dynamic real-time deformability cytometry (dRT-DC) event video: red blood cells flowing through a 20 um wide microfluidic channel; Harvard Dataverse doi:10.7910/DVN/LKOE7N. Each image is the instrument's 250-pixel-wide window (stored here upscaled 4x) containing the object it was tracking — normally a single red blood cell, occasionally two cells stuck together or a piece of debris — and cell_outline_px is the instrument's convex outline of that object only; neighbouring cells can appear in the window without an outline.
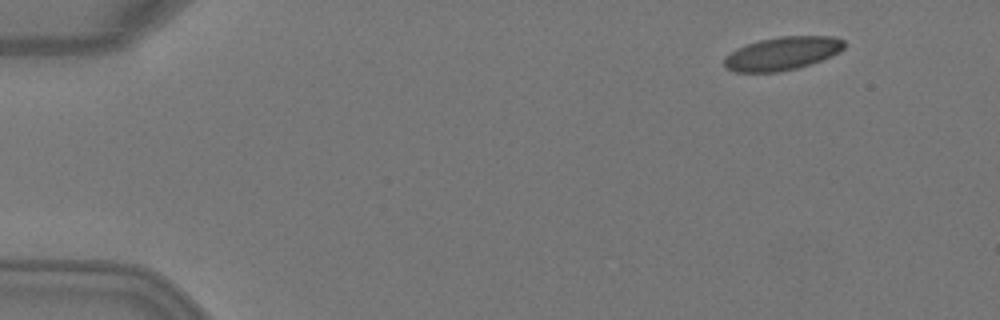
{"species": "Egyptian fruit bat (a non-hibernating species)", "species_latin": "Rousettus aegyptiacus", "temperature_condition": "warm", "stored_images_in_passage": 4, "camera_frame_rate_fps": 3000, "um_per_image_px": 0.085, "animal": {"sex": "female"}, "frame": {"image": 1, "passage_image": 1, "time_ms": 0.0, "image_size_px": [1000, 320], "cell_outline_px": [[844, 48], [840, 52], [820, 60], [796, 68], [776, 72], [736, 72], [728, 68], [724, 64], [724, 56], [736, 48], [760, 40], [780, 36], [836, 36], [844, 40]], "centroid_in_image_um": [66.49, 4.53], "position_along_channel_um": 18.5, "area_um2": 23.12}}
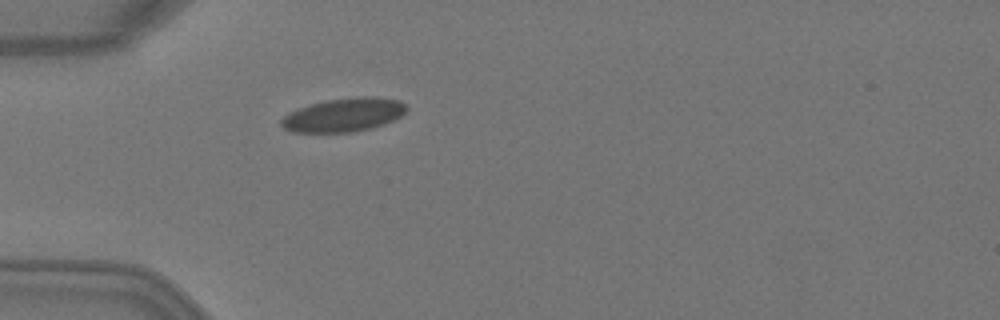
{"frame": {"image": 2, "passage_image": 4, "time_ms": 1.0, "image_size_px": [1000, 320], "cell_outline_px": [[408, 108], [400, 116], [384, 124], [372, 128], [352, 132], [292, 132], [284, 128], [280, 124], [280, 120], [288, 112], [308, 104], [328, 100], [360, 96], [376, 96], [400, 100]], "centroid_in_image_um": [29.2, 9.76], "position_along_channel_um": 55.8, "area_um2": 24.62}}